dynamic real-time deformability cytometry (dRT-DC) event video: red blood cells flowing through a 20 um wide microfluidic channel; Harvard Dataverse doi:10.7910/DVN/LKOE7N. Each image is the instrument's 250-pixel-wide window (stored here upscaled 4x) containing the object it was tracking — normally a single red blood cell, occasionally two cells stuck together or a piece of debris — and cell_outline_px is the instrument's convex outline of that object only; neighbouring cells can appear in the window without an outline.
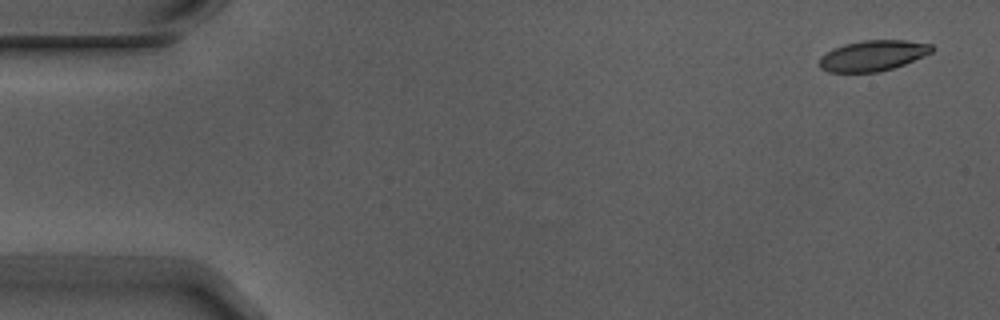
{"species": "Egyptian fruit bat (a non-hibernating species)", "species_latin": "Rousettus aegyptiacus", "temperature_condition": "warm", "stored_images_in_passage": 5, "camera_frame_rate_fps": 3000, "um_per_image_px": 0.085, "animal": {"sex": "male"}, "frame": {"image": 1, "passage_image": 1, "time_ms": 0.0, "image_size_px": [1000, 320], "cell_outline_px": [[936, 48], [932, 52], [924, 56], [904, 64], [880, 72], [828, 72], [820, 68], [816, 64], [820, 56], [832, 48], [844, 44], [864, 40], [904, 40], [932, 44]], "centroid_in_image_um": [74.16, 4.73], "position_along_channel_um": 10.8, "area_um2": 20.35}}
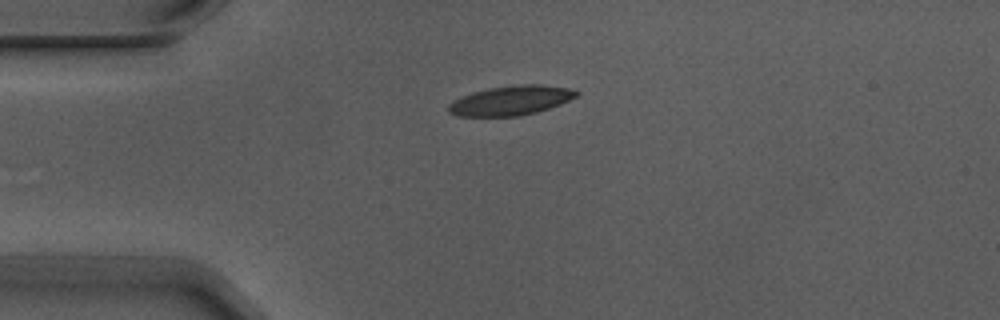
{"frame": {"image": 2, "passage_image": 4, "time_ms": 1.0, "image_size_px": [1000, 320], "cell_outline_px": [[580, 92], [576, 96], [560, 104], [536, 112], [520, 116], [460, 116], [448, 112], [448, 104], [452, 100], [460, 96], [472, 92], [492, 88], [520, 84], [540, 84], [568, 88]], "centroid_in_image_um": [43.39, 8.54], "position_along_channel_um": 41.6, "area_um2": 21.85}}